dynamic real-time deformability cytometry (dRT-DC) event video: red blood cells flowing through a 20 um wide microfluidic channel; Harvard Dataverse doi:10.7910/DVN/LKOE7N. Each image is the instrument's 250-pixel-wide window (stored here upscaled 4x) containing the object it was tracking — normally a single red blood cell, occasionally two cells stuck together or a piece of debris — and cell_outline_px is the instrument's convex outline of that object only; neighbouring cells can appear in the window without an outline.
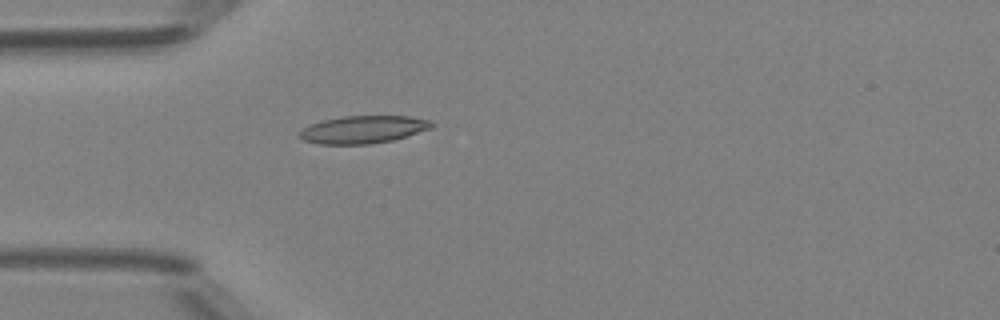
{"species": "Egyptian fruit bat (a non-hibernating species)", "species_latin": "Rousettus aegyptiacus", "temperature_condition": "room temperature", "stored_images_in_passage": 5, "camera_frame_rate_fps": 3000, "um_per_image_px": 0.085, "animal": {"sex": "female"}, "frame": {"image": 1, "passage_image": 5, "time_ms": 4.333, "image_size_px": [1000, 320], "cell_outline_px": [[432, 128], [392, 140], [368, 144], [320, 144], [304, 140], [296, 136], [296, 132], [308, 124], [324, 120], [344, 116], [408, 116], [432, 120]], "centroid_in_image_um": [30.8, 11.0], "position_along_channel_um": 54.2, "area_um2": 21.33}}